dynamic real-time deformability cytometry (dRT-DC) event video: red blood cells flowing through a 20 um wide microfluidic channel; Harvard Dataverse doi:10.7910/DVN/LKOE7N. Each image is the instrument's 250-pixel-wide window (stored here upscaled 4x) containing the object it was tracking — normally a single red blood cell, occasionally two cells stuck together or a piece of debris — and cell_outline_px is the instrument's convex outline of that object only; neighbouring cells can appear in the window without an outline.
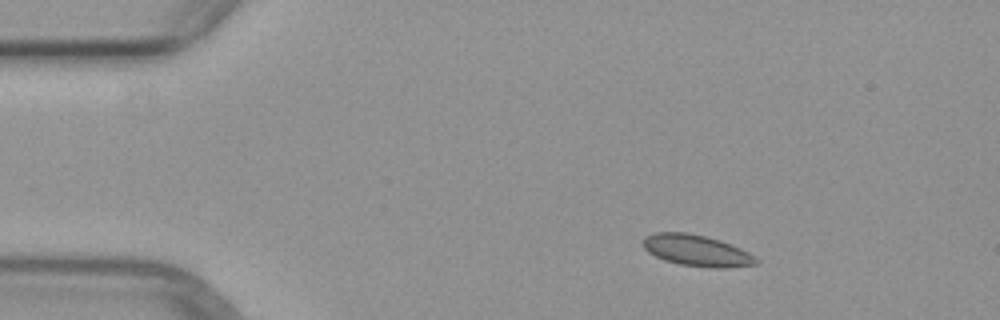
{"species": "common noctule bat (a hibernating species)", "species_latin": "Nyctalus noctula", "temperature_condition": "warm", "stored_images_in_passage": 3, "camera_frame_rate_fps": 3000, "um_per_image_px": 0.085, "animal": {"sex": "female", "body_mass_g": 29.2, "forearm_length_mm": 56.3}, "frame": {"image": 1, "passage_image": 1, "time_ms": 0.0, "image_size_px": [1000, 320], "cell_outline_px": [[760, 264], [728, 268], [712, 268], [680, 264], [664, 260], [648, 252], [644, 248], [644, 236], [656, 232], [684, 232], [708, 236], [720, 240], [740, 248], [748, 252], [760, 260]], "centroid_in_image_um": [59.26, 21.3], "position_along_channel_um": 25.7, "area_um2": 20.75}}
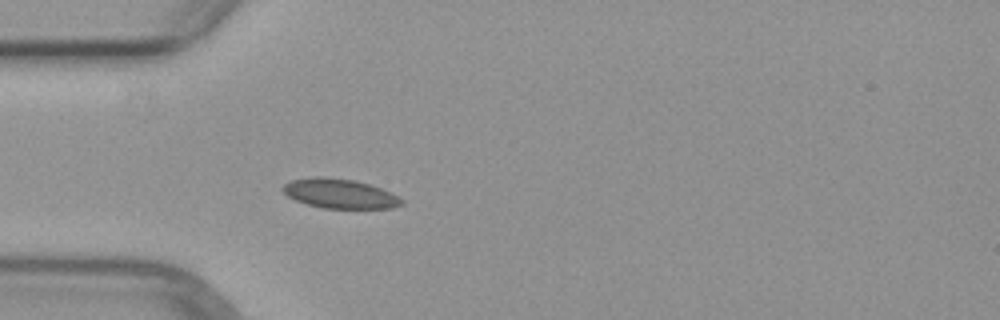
{"frame": {"image": 2, "passage_image": 3, "time_ms": 2.333, "image_size_px": [1000, 320], "cell_outline_px": [[404, 204], [392, 208], [324, 208], [308, 204], [296, 200], [288, 196], [280, 188], [284, 184], [292, 180], [312, 176], [324, 176], [356, 180], [372, 184], [392, 192], [400, 196], [404, 200]], "centroid_in_image_um": [28.93, 16.44], "position_along_channel_um": 56.1, "area_um2": 20.75}}